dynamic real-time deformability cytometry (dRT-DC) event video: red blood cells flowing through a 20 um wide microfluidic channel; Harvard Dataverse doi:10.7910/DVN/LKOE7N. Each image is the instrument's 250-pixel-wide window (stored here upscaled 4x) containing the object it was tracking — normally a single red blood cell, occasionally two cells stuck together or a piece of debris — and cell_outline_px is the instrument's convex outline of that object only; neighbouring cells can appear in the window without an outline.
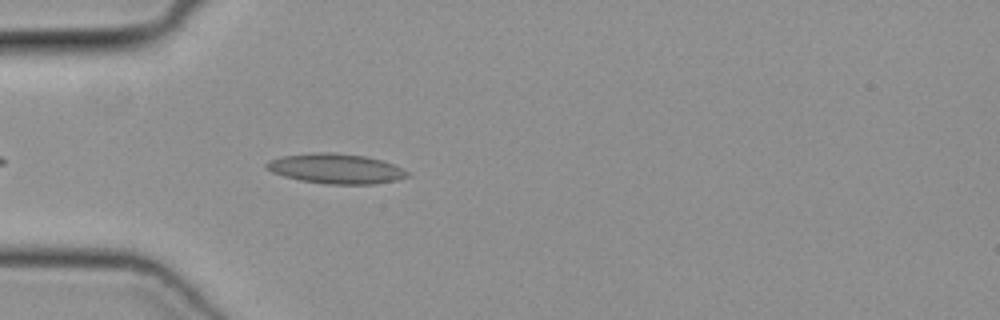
{"species": "common noctule bat (a hibernating species)", "species_latin": "Nyctalus noctula", "temperature_condition": "cold", "stored_images_in_passage": 7, "camera_frame_rate_fps": 3000, "um_per_image_px": 0.085, "animal": {"sex": "female", "body_mass_g": 19.3, "forearm_length_mm": 54.1}, "frame": {"image": 1, "passage_image": 4, "time_ms": 1.0, "image_size_px": [1000, 320], "cell_outline_px": [[412, 176], [396, 180], [376, 184], [324, 184], [300, 180], [284, 176], [272, 172], [264, 164], [268, 160], [284, 156], [312, 152], [332, 152], [364, 156], [380, 160], [392, 164], [408, 172]], "centroid_in_image_um": [28.55, 14.34], "position_along_channel_um": 56.5, "area_um2": 24.51}}